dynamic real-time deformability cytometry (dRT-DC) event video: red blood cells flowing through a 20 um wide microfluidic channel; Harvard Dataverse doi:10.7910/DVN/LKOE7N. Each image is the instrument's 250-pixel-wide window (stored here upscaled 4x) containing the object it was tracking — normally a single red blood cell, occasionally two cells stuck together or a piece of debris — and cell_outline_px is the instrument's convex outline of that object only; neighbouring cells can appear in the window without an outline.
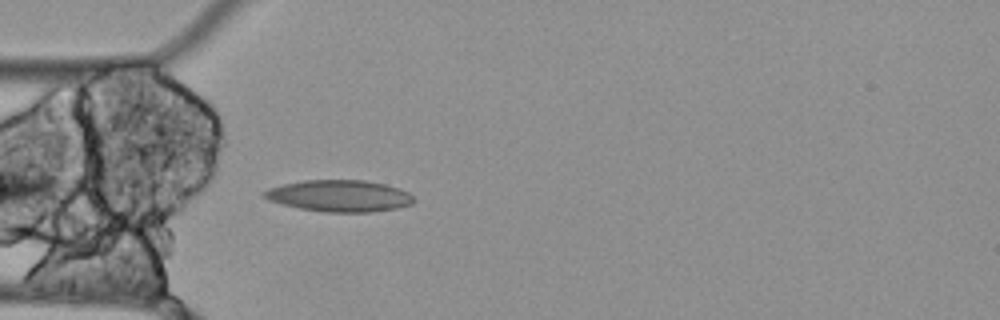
{"species": "Egyptian fruit bat (a non-hibernating species)", "species_latin": "Rousettus aegyptiacus", "temperature_condition": "cold", "stored_images_in_passage": 4, "camera_frame_rate_fps": 3000, "um_per_image_px": 0.085, "animal": {"sex": "female"}, "frame": {"image": 1, "passage_image": 1, "time_ms": 0.0, "image_size_px": [1000, 320], "cell_outline_px": [[416, 200], [412, 204], [396, 208], [368, 212], [324, 212], [300, 208], [268, 200], [260, 192], [268, 188], [284, 184], [304, 180], [364, 180], [384, 184], [400, 188], [408, 192]], "centroid_in_image_um": [28.85, 16.64], "position_along_channel_um": 56.1, "area_um2": 27.51}}
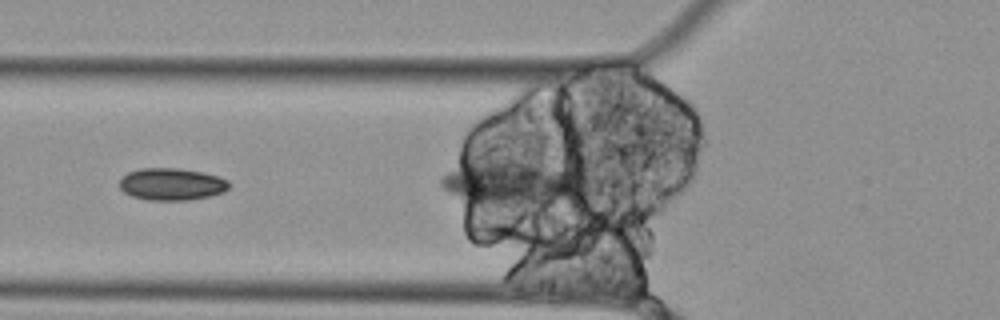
{"frame": {"image": 2, "passage_image": 3, "time_ms": 0.667, "image_size_px": [1000, 320], "cell_outline_px": [[228, 188], [224, 192], [208, 196], [184, 200], [148, 200], [132, 196], [124, 192], [120, 188], [120, 180], [128, 172], [140, 168], [180, 168], [200, 172], [216, 176], [228, 180]], "centroid_in_image_um": [14.56, 15.65], "position_along_channel_um": 111.2, "area_um2": 20.29}}